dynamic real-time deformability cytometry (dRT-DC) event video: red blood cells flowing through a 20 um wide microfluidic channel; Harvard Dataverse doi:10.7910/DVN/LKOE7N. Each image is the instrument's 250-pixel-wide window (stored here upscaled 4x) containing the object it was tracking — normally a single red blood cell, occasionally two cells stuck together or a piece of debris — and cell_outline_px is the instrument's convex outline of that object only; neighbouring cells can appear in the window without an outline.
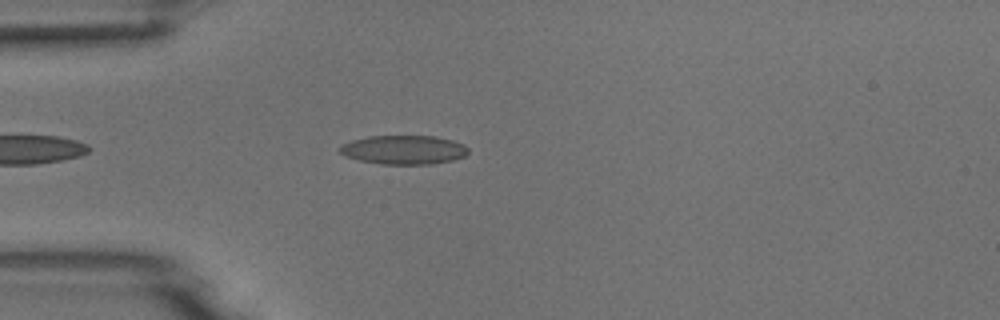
{"species": "common noctule bat (a hibernating species)", "species_latin": "Nyctalus noctula", "temperature_condition": "room temperature", "stored_images_in_passage": 44, "camera_frame_rate_fps": 3000, "um_per_image_px": 0.085, "animal": {"sex": "male", "body_mass_g": 18.8}, "frame": {"image": 1, "passage_image": 6, "time_ms": 1.667, "image_size_px": [1000, 320], "cell_outline_px": [[468, 152], [464, 156], [452, 160], [432, 164], [384, 164], [360, 160], [344, 156], [336, 148], [340, 144], [352, 140], [368, 136], [436, 136], [452, 140], [464, 144], [468, 148]], "centroid_in_image_um": [34.29, 12.72], "position_along_channel_um": 50.7, "area_um2": 21.79}}
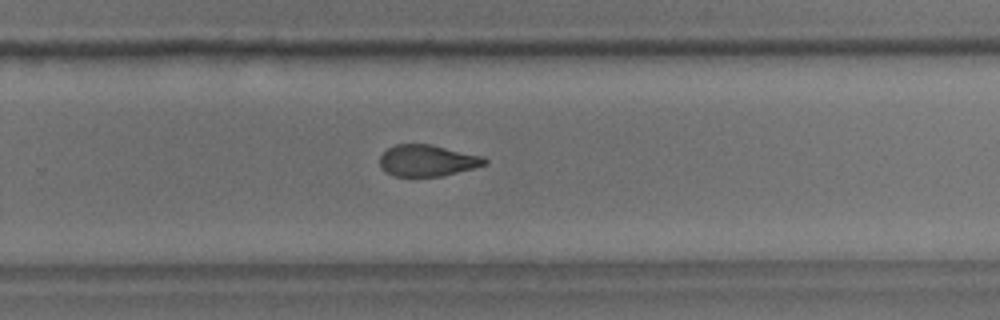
{"frame": {"image": 2, "passage_image": 26, "time_ms": 8.333, "image_size_px": [1000, 320], "cell_outline_px": [[488, 164], [440, 176], [392, 176], [380, 168], [380, 156], [388, 148], [396, 144], [432, 144], [484, 156], [488, 160]], "centroid_in_image_um": [36.33, 13.64], "position_along_channel_um": 293.5, "area_um2": 19.31}}
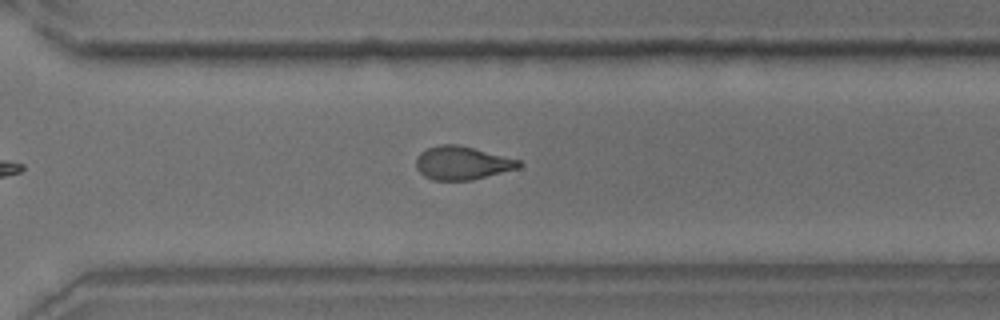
{"frame": {"image": 3, "passage_image": 29, "time_ms": 9.333, "image_size_px": [1000, 320], "cell_outline_px": [[524, 164], [520, 168], [472, 180], [436, 180], [424, 176], [416, 168], [416, 156], [420, 152], [428, 148], [440, 144], [456, 144], [520, 160]], "centroid_in_image_um": [39.28, 13.86], "position_along_channel_um": 331.3, "area_um2": 19.94}}